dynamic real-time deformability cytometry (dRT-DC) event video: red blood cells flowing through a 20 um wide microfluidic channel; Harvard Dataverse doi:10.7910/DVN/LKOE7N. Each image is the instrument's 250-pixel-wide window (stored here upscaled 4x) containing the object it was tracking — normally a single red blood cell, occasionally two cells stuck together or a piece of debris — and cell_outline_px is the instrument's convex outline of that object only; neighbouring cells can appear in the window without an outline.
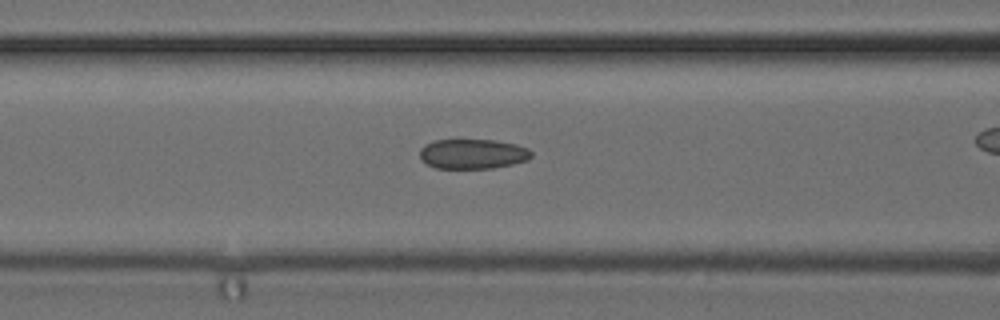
{"species": "common noctule bat (a hibernating species)", "species_latin": "Nyctalus noctula", "temperature_condition": "cold", "stored_images_in_passage": 36, "camera_frame_rate_fps": 3000, "um_per_image_px": 0.085, "animal": {"sex": "female", "body_mass_g": 24.6, "forearm_length_mm": 56.2}, "frame": {"image": 1, "passage_image": 17, "time_ms": 5.333, "image_size_px": [1000, 320], "cell_outline_px": [[532, 156], [528, 160], [512, 164], [492, 168], [436, 168], [428, 164], [420, 156], [420, 148], [424, 144], [436, 140], [496, 140], [516, 144], [528, 148], [532, 152]], "centroid_in_image_um": [40.21, 13.07], "position_along_channel_um": 126.4, "area_um2": 19.36}}
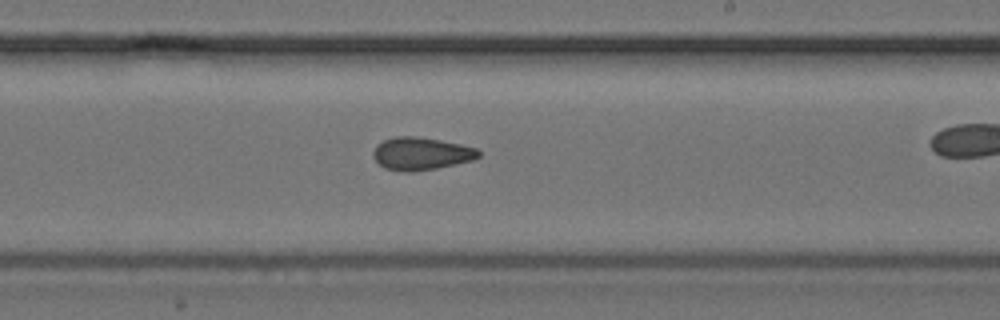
{"frame": {"image": 2, "passage_image": 26, "time_ms": 8.333, "image_size_px": [1000, 320], "cell_outline_px": [[480, 156], [472, 160], [456, 164], [436, 168], [412, 172], [408, 172], [384, 168], [372, 156], [372, 152], [376, 144], [384, 140], [396, 136], [416, 136], [440, 140], [460, 144], [476, 148], [480, 152]], "centroid_in_image_um": [35.77, 13.05], "position_along_channel_um": 253.2, "area_um2": 20.06}}
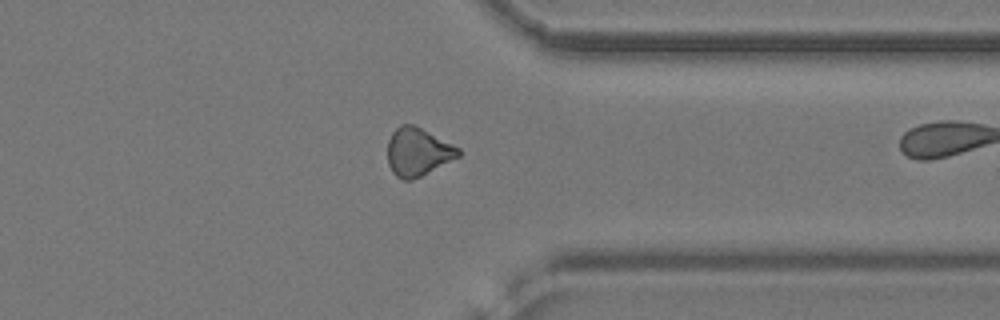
{"frame": {"image": 3, "passage_image": 35, "time_ms": 11.333, "image_size_px": [1000, 320], "cell_outline_px": [[460, 156], [412, 180], [404, 180], [396, 176], [392, 172], [388, 164], [388, 140], [392, 132], [400, 124], [416, 124], [460, 148]], "centroid_in_image_um": [35.5, 12.88], "position_along_channel_um": 375.9, "area_um2": 19.94}}